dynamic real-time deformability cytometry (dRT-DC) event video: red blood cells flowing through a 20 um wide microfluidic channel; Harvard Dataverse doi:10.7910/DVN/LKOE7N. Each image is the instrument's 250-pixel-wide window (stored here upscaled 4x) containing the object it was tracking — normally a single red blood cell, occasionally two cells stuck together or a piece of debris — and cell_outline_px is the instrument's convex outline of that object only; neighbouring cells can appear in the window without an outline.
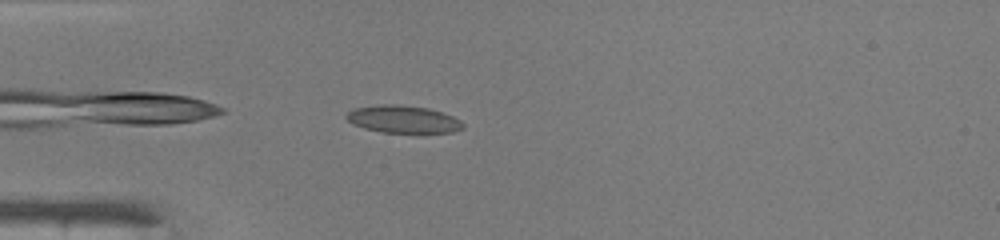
{"species": "common noctule bat (a hibernating species)", "species_latin": "Nyctalus noctula", "temperature_condition": "warm", "stored_images_in_passage": 37, "camera_frame_rate_fps": 3000, "um_per_image_px": 0.085, "animal": {"sex": "male", "body_mass_g": 19.0, "forearm_length_mm": 50.8}, "frame": {"image": 1, "passage_image": 2, "time_ms": 0.333, "image_size_px": [1000, 240], "cell_outline_px": [[464, 128], [452, 132], [384, 132], [364, 128], [352, 124], [344, 116], [352, 108], [384, 104], [392, 104], [428, 108], [452, 116], [460, 120], [464, 124]], "centroid_in_image_um": [34.24, 10.13], "position_along_channel_um": 50.8, "area_um2": 18.44}}
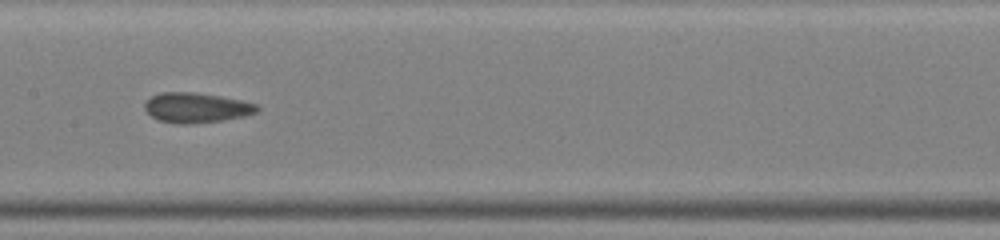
{"frame": {"image": 2, "passage_image": 13, "time_ms": 4.0, "image_size_px": [1000, 240], "cell_outline_px": [[260, 108], [256, 112], [244, 116], [220, 120], [188, 124], [180, 124], [160, 120], [152, 116], [144, 108], [144, 104], [152, 96], [160, 92], [192, 92], [220, 96], [240, 100], [256, 104]], "centroid_in_image_um": [16.68, 9.14], "position_along_channel_um": 190.7, "area_um2": 19.31}}
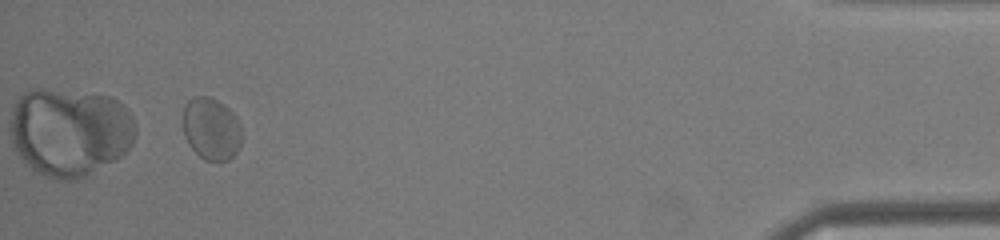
{"frame": {"image": 3, "passage_image": 34, "time_ms": 11.0, "image_size_px": [1000, 240], "cell_outline_px": [[240, 144], [236, 152], [228, 160], [204, 160], [188, 144], [184, 136], [180, 120], [184, 108], [188, 100], [196, 96], [208, 96], [224, 104], [236, 116], [240, 124]], "centroid_in_image_um": [17.91, 10.93], "position_along_channel_um": 417.3, "area_um2": 21.5}, "authors_computed_cell_mechanics": {"area_um2": 19.4786, "velocity_mm_per_s": 4.171, "shape_relaxation_time_tau1_ms": null, "shape_relaxation_time_tau2_ms": 1.0696, "deformation_change_tau1": null, "deformation_change_tau2": 0.0642}}